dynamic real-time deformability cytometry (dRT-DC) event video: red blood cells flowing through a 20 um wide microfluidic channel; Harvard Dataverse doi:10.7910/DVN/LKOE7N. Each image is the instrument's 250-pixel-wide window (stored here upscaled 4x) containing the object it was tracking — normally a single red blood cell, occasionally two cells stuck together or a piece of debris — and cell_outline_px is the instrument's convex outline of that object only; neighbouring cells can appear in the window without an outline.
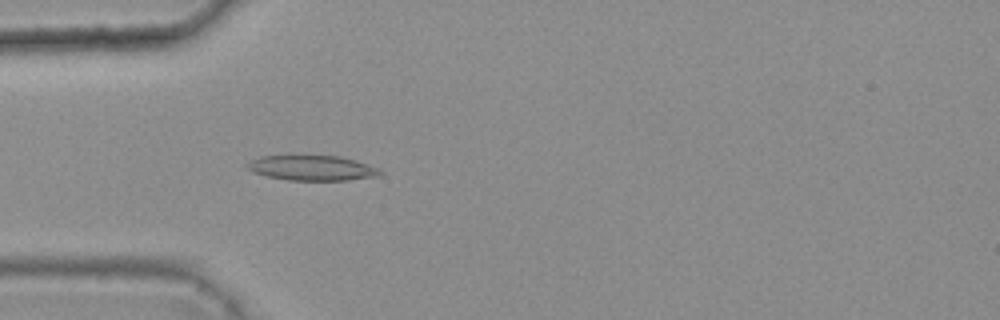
{"species": "common noctule bat (a hibernating species)", "species_latin": "Nyctalus noctula", "temperature_condition": "warm", "stored_images_in_passage": 4, "camera_frame_rate_fps": 3000, "um_per_image_px": 0.085, "animal": {"sex": "female", "body_mass_g": 25.1}, "frame": {"image": 1, "passage_image": 4, "time_ms": 1.0, "image_size_px": [1000, 320], "cell_outline_px": [[384, 172], [380, 176], [348, 180], [288, 180], [268, 176], [252, 172], [244, 164], [260, 156], [340, 156], [356, 160], [380, 168]], "centroid_in_image_um": [26.58, 14.28], "position_along_channel_um": 58.4, "area_um2": 19.48}}